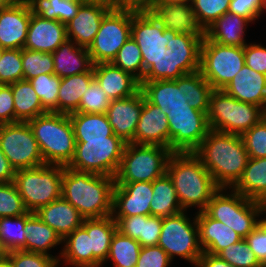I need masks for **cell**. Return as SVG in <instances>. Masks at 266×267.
<instances>
[{"instance_id": "6da1fadb", "label": "cell", "mask_w": 266, "mask_h": 267, "mask_svg": "<svg viewBox=\"0 0 266 267\" xmlns=\"http://www.w3.org/2000/svg\"><path fill=\"white\" fill-rule=\"evenodd\" d=\"M144 24L167 57L187 56L205 36L191 3H154L144 14Z\"/></svg>"}, {"instance_id": "7a4b0ae2", "label": "cell", "mask_w": 266, "mask_h": 267, "mask_svg": "<svg viewBox=\"0 0 266 267\" xmlns=\"http://www.w3.org/2000/svg\"><path fill=\"white\" fill-rule=\"evenodd\" d=\"M219 188H232L241 178L249 155L242 136L210 130L193 152Z\"/></svg>"}, {"instance_id": "3957f363", "label": "cell", "mask_w": 266, "mask_h": 267, "mask_svg": "<svg viewBox=\"0 0 266 267\" xmlns=\"http://www.w3.org/2000/svg\"><path fill=\"white\" fill-rule=\"evenodd\" d=\"M114 177L77 171L64 166L61 197L85 219L112 215Z\"/></svg>"}, {"instance_id": "277c9868", "label": "cell", "mask_w": 266, "mask_h": 267, "mask_svg": "<svg viewBox=\"0 0 266 267\" xmlns=\"http://www.w3.org/2000/svg\"><path fill=\"white\" fill-rule=\"evenodd\" d=\"M166 173L173 181L178 201L184 211L192 206L204 211L219 189L202 161L193 152H174L169 157Z\"/></svg>"}, {"instance_id": "5b68a950", "label": "cell", "mask_w": 266, "mask_h": 267, "mask_svg": "<svg viewBox=\"0 0 266 267\" xmlns=\"http://www.w3.org/2000/svg\"><path fill=\"white\" fill-rule=\"evenodd\" d=\"M186 57L213 90H223L245 65L244 47L221 45L206 36Z\"/></svg>"}, {"instance_id": "8992f818", "label": "cell", "mask_w": 266, "mask_h": 267, "mask_svg": "<svg viewBox=\"0 0 266 267\" xmlns=\"http://www.w3.org/2000/svg\"><path fill=\"white\" fill-rule=\"evenodd\" d=\"M145 98L169 114L171 110L195 109L186 102L185 56L166 57L161 65L141 82Z\"/></svg>"}, {"instance_id": "52a82bcc", "label": "cell", "mask_w": 266, "mask_h": 267, "mask_svg": "<svg viewBox=\"0 0 266 267\" xmlns=\"http://www.w3.org/2000/svg\"><path fill=\"white\" fill-rule=\"evenodd\" d=\"M27 123L37 140L44 163L67 166L76 147L69 115L47 112Z\"/></svg>"}, {"instance_id": "ba28073f", "label": "cell", "mask_w": 266, "mask_h": 267, "mask_svg": "<svg viewBox=\"0 0 266 267\" xmlns=\"http://www.w3.org/2000/svg\"><path fill=\"white\" fill-rule=\"evenodd\" d=\"M144 25V14L131 9H111L88 48L93 64L111 63L118 51Z\"/></svg>"}, {"instance_id": "9c48e42d", "label": "cell", "mask_w": 266, "mask_h": 267, "mask_svg": "<svg viewBox=\"0 0 266 267\" xmlns=\"http://www.w3.org/2000/svg\"><path fill=\"white\" fill-rule=\"evenodd\" d=\"M265 109L226 94L223 90H213L210 94L207 119L210 130L242 136L259 123Z\"/></svg>"}, {"instance_id": "30bf717a", "label": "cell", "mask_w": 266, "mask_h": 267, "mask_svg": "<svg viewBox=\"0 0 266 267\" xmlns=\"http://www.w3.org/2000/svg\"><path fill=\"white\" fill-rule=\"evenodd\" d=\"M224 190L226 192L227 188H219L214 193L204 211L245 239L261 222L262 219H257V216L266 214V204L248 199L233 189L231 194L226 195Z\"/></svg>"}, {"instance_id": "8fae6325", "label": "cell", "mask_w": 266, "mask_h": 267, "mask_svg": "<svg viewBox=\"0 0 266 267\" xmlns=\"http://www.w3.org/2000/svg\"><path fill=\"white\" fill-rule=\"evenodd\" d=\"M174 152L159 145H125L115 183L153 182L167 172L169 157Z\"/></svg>"}, {"instance_id": "7c38bea8", "label": "cell", "mask_w": 266, "mask_h": 267, "mask_svg": "<svg viewBox=\"0 0 266 267\" xmlns=\"http://www.w3.org/2000/svg\"><path fill=\"white\" fill-rule=\"evenodd\" d=\"M64 166L44 164L15 171L14 184L29 212L61 198Z\"/></svg>"}, {"instance_id": "4fadbf2b", "label": "cell", "mask_w": 266, "mask_h": 267, "mask_svg": "<svg viewBox=\"0 0 266 267\" xmlns=\"http://www.w3.org/2000/svg\"><path fill=\"white\" fill-rule=\"evenodd\" d=\"M166 57L156 44L153 34L144 24L125 42L111 63L142 82L161 65Z\"/></svg>"}, {"instance_id": "5bb4252c", "label": "cell", "mask_w": 266, "mask_h": 267, "mask_svg": "<svg viewBox=\"0 0 266 267\" xmlns=\"http://www.w3.org/2000/svg\"><path fill=\"white\" fill-rule=\"evenodd\" d=\"M126 143L116 135L107 140L76 142L72 160L67 165L77 171L115 177Z\"/></svg>"}, {"instance_id": "9a60e30c", "label": "cell", "mask_w": 266, "mask_h": 267, "mask_svg": "<svg viewBox=\"0 0 266 267\" xmlns=\"http://www.w3.org/2000/svg\"><path fill=\"white\" fill-rule=\"evenodd\" d=\"M192 221L193 223L184 211L162 218L157 245L166 251L171 260L177 255L196 266L204 251L199 240L196 216Z\"/></svg>"}, {"instance_id": "2e32d148", "label": "cell", "mask_w": 266, "mask_h": 267, "mask_svg": "<svg viewBox=\"0 0 266 267\" xmlns=\"http://www.w3.org/2000/svg\"><path fill=\"white\" fill-rule=\"evenodd\" d=\"M0 149L15 171L45 164L37 140L27 122L1 124Z\"/></svg>"}, {"instance_id": "e0dca14e", "label": "cell", "mask_w": 266, "mask_h": 267, "mask_svg": "<svg viewBox=\"0 0 266 267\" xmlns=\"http://www.w3.org/2000/svg\"><path fill=\"white\" fill-rule=\"evenodd\" d=\"M167 118L173 152H194L210 131L207 113L197 109L171 110Z\"/></svg>"}, {"instance_id": "ac0fdd59", "label": "cell", "mask_w": 266, "mask_h": 267, "mask_svg": "<svg viewBox=\"0 0 266 267\" xmlns=\"http://www.w3.org/2000/svg\"><path fill=\"white\" fill-rule=\"evenodd\" d=\"M153 182L115 183L112 217L151 215Z\"/></svg>"}, {"instance_id": "d6986e66", "label": "cell", "mask_w": 266, "mask_h": 267, "mask_svg": "<svg viewBox=\"0 0 266 267\" xmlns=\"http://www.w3.org/2000/svg\"><path fill=\"white\" fill-rule=\"evenodd\" d=\"M144 94L140 89L136 94L111 100L106 116L113 134L126 144L133 143L137 123L143 107Z\"/></svg>"}, {"instance_id": "ffe728a7", "label": "cell", "mask_w": 266, "mask_h": 267, "mask_svg": "<svg viewBox=\"0 0 266 267\" xmlns=\"http://www.w3.org/2000/svg\"><path fill=\"white\" fill-rule=\"evenodd\" d=\"M31 9L27 2H13L0 9V46L2 49H23Z\"/></svg>"}, {"instance_id": "44dd1931", "label": "cell", "mask_w": 266, "mask_h": 267, "mask_svg": "<svg viewBox=\"0 0 266 267\" xmlns=\"http://www.w3.org/2000/svg\"><path fill=\"white\" fill-rule=\"evenodd\" d=\"M133 144L159 145L169 148L168 118L160 108L150 103L145 96Z\"/></svg>"}, {"instance_id": "7402d4cb", "label": "cell", "mask_w": 266, "mask_h": 267, "mask_svg": "<svg viewBox=\"0 0 266 267\" xmlns=\"http://www.w3.org/2000/svg\"><path fill=\"white\" fill-rule=\"evenodd\" d=\"M111 8L83 2L74 18L66 24L67 38L78 46L89 48L100 29L103 17Z\"/></svg>"}, {"instance_id": "603a6c76", "label": "cell", "mask_w": 266, "mask_h": 267, "mask_svg": "<svg viewBox=\"0 0 266 267\" xmlns=\"http://www.w3.org/2000/svg\"><path fill=\"white\" fill-rule=\"evenodd\" d=\"M67 39L65 24L31 13L25 49L53 53Z\"/></svg>"}, {"instance_id": "cb8c5ba5", "label": "cell", "mask_w": 266, "mask_h": 267, "mask_svg": "<svg viewBox=\"0 0 266 267\" xmlns=\"http://www.w3.org/2000/svg\"><path fill=\"white\" fill-rule=\"evenodd\" d=\"M93 73L110 100L130 97L141 89V82L136 77L112 63L94 64Z\"/></svg>"}, {"instance_id": "d4e9b609", "label": "cell", "mask_w": 266, "mask_h": 267, "mask_svg": "<svg viewBox=\"0 0 266 267\" xmlns=\"http://www.w3.org/2000/svg\"><path fill=\"white\" fill-rule=\"evenodd\" d=\"M223 91L241 102L266 108V75L252 70L246 64Z\"/></svg>"}, {"instance_id": "484cf974", "label": "cell", "mask_w": 266, "mask_h": 267, "mask_svg": "<svg viewBox=\"0 0 266 267\" xmlns=\"http://www.w3.org/2000/svg\"><path fill=\"white\" fill-rule=\"evenodd\" d=\"M196 222L201 247L208 254L217 255L242 239L232 228L211 218L205 211L197 212Z\"/></svg>"}, {"instance_id": "4316f807", "label": "cell", "mask_w": 266, "mask_h": 267, "mask_svg": "<svg viewBox=\"0 0 266 267\" xmlns=\"http://www.w3.org/2000/svg\"><path fill=\"white\" fill-rule=\"evenodd\" d=\"M37 216L64 240L76 228L82 226L84 217L62 197L40 207Z\"/></svg>"}, {"instance_id": "83f0119b", "label": "cell", "mask_w": 266, "mask_h": 267, "mask_svg": "<svg viewBox=\"0 0 266 267\" xmlns=\"http://www.w3.org/2000/svg\"><path fill=\"white\" fill-rule=\"evenodd\" d=\"M54 74L60 78L93 72V62L88 48L67 39L53 53Z\"/></svg>"}, {"instance_id": "f1b7e54d", "label": "cell", "mask_w": 266, "mask_h": 267, "mask_svg": "<svg viewBox=\"0 0 266 267\" xmlns=\"http://www.w3.org/2000/svg\"><path fill=\"white\" fill-rule=\"evenodd\" d=\"M117 230L137 240L141 247L158 244L162 230V218L151 215H133L129 217H113Z\"/></svg>"}, {"instance_id": "f546056e", "label": "cell", "mask_w": 266, "mask_h": 267, "mask_svg": "<svg viewBox=\"0 0 266 267\" xmlns=\"http://www.w3.org/2000/svg\"><path fill=\"white\" fill-rule=\"evenodd\" d=\"M82 227L91 238L93 267H101L106 262L117 225L112 215L104 218L84 219Z\"/></svg>"}, {"instance_id": "4dcf8cb0", "label": "cell", "mask_w": 266, "mask_h": 267, "mask_svg": "<svg viewBox=\"0 0 266 267\" xmlns=\"http://www.w3.org/2000/svg\"><path fill=\"white\" fill-rule=\"evenodd\" d=\"M231 189L266 204V157L249 158L241 178Z\"/></svg>"}, {"instance_id": "1f68e13d", "label": "cell", "mask_w": 266, "mask_h": 267, "mask_svg": "<svg viewBox=\"0 0 266 267\" xmlns=\"http://www.w3.org/2000/svg\"><path fill=\"white\" fill-rule=\"evenodd\" d=\"M250 21L237 14L225 13L219 17L210 28L205 31V36L213 42L221 45L244 47L245 39L243 38Z\"/></svg>"}, {"instance_id": "d6a6232c", "label": "cell", "mask_w": 266, "mask_h": 267, "mask_svg": "<svg viewBox=\"0 0 266 267\" xmlns=\"http://www.w3.org/2000/svg\"><path fill=\"white\" fill-rule=\"evenodd\" d=\"M25 230V251L48 254V250L63 242L61 237L47 224H45L35 212L27 213Z\"/></svg>"}, {"instance_id": "836d02e7", "label": "cell", "mask_w": 266, "mask_h": 267, "mask_svg": "<svg viewBox=\"0 0 266 267\" xmlns=\"http://www.w3.org/2000/svg\"><path fill=\"white\" fill-rule=\"evenodd\" d=\"M76 142L86 140H107L113 135L106 114L74 112L69 114Z\"/></svg>"}, {"instance_id": "e575fe53", "label": "cell", "mask_w": 266, "mask_h": 267, "mask_svg": "<svg viewBox=\"0 0 266 267\" xmlns=\"http://www.w3.org/2000/svg\"><path fill=\"white\" fill-rule=\"evenodd\" d=\"M93 79V72L61 78L58 92V113L69 115L76 112L82 96Z\"/></svg>"}, {"instance_id": "d590c367", "label": "cell", "mask_w": 266, "mask_h": 267, "mask_svg": "<svg viewBox=\"0 0 266 267\" xmlns=\"http://www.w3.org/2000/svg\"><path fill=\"white\" fill-rule=\"evenodd\" d=\"M152 196L151 216L164 218L184 211L178 201L173 181L167 173L153 181Z\"/></svg>"}, {"instance_id": "8d00e7d4", "label": "cell", "mask_w": 266, "mask_h": 267, "mask_svg": "<svg viewBox=\"0 0 266 267\" xmlns=\"http://www.w3.org/2000/svg\"><path fill=\"white\" fill-rule=\"evenodd\" d=\"M10 86L14 99L15 122H27L47 113L29 81L20 80Z\"/></svg>"}, {"instance_id": "74e56055", "label": "cell", "mask_w": 266, "mask_h": 267, "mask_svg": "<svg viewBox=\"0 0 266 267\" xmlns=\"http://www.w3.org/2000/svg\"><path fill=\"white\" fill-rule=\"evenodd\" d=\"M63 241L66 243L60 254L66 264L74 267H93L91 238L82 226L76 228Z\"/></svg>"}, {"instance_id": "f35d334b", "label": "cell", "mask_w": 266, "mask_h": 267, "mask_svg": "<svg viewBox=\"0 0 266 267\" xmlns=\"http://www.w3.org/2000/svg\"><path fill=\"white\" fill-rule=\"evenodd\" d=\"M212 86L185 56V94L187 104L204 113L208 112Z\"/></svg>"}, {"instance_id": "ab89813d", "label": "cell", "mask_w": 266, "mask_h": 267, "mask_svg": "<svg viewBox=\"0 0 266 267\" xmlns=\"http://www.w3.org/2000/svg\"><path fill=\"white\" fill-rule=\"evenodd\" d=\"M31 13L44 19L68 24L74 18L82 0H28Z\"/></svg>"}, {"instance_id": "60d3db41", "label": "cell", "mask_w": 266, "mask_h": 267, "mask_svg": "<svg viewBox=\"0 0 266 267\" xmlns=\"http://www.w3.org/2000/svg\"><path fill=\"white\" fill-rule=\"evenodd\" d=\"M141 248L137 240L117 230L113 235L106 261L112 260L114 267H136Z\"/></svg>"}, {"instance_id": "b9f144b4", "label": "cell", "mask_w": 266, "mask_h": 267, "mask_svg": "<svg viewBox=\"0 0 266 267\" xmlns=\"http://www.w3.org/2000/svg\"><path fill=\"white\" fill-rule=\"evenodd\" d=\"M47 112L58 113V92L61 78L55 74H41L29 80Z\"/></svg>"}, {"instance_id": "7bdbcfd3", "label": "cell", "mask_w": 266, "mask_h": 267, "mask_svg": "<svg viewBox=\"0 0 266 267\" xmlns=\"http://www.w3.org/2000/svg\"><path fill=\"white\" fill-rule=\"evenodd\" d=\"M27 213L17 217H0V237L8 249L25 251V222Z\"/></svg>"}, {"instance_id": "ee69618b", "label": "cell", "mask_w": 266, "mask_h": 267, "mask_svg": "<svg viewBox=\"0 0 266 267\" xmlns=\"http://www.w3.org/2000/svg\"><path fill=\"white\" fill-rule=\"evenodd\" d=\"M231 0H191L196 20L205 32L222 15L229 11Z\"/></svg>"}, {"instance_id": "f6af8a7d", "label": "cell", "mask_w": 266, "mask_h": 267, "mask_svg": "<svg viewBox=\"0 0 266 267\" xmlns=\"http://www.w3.org/2000/svg\"><path fill=\"white\" fill-rule=\"evenodd\" d=\"M23 80L29 81L41 74H54L52 53L22 49Z\"/></svg>"}, {"instance_id": "bcb514c9", "label": "cell", "mask_w": 266, "mask_h": 267, "mask_svg": "<svg viewBox=\"0 0 266 267\" xmlns=\"http://www.w3.org/2000/svg\"><path fill=\"white\" fill-rule=\"evenodd\" d=\"M23 80L22 49H2L0 53V85Z\"/></svg>"}, {"instance_id": "7dc6e473", "label": "cell", "mask_w": 266, "mask_h": 267, "mask_svg": "<svg viewBox=\"0 0 266 267\" xmlns=\"http://www.w3.org/2000/svg\"><path fill=\"white\" fill-rule=\"evenodd\" d=\"M217 256L234 267H263L245 239L230 244Z\"/></svg>"}, {"instance_id": "c3c4849f", "label": "cell", "mask_w": 266, "mask_h": 267, "mask_svg": "<svg viewBox=\"0 0 266 267\" xmlns=\"http://www.w3.org/2000/svg\"><path fill=\"white\" fill-rule=\"evenodd\" d=\"M28 212L14 182L0 183V217H17Z\"/></svg>"}, {"instance_id": "681fc988", "label": "cell", "mask_w": 266, "mask_h": 267, "mask_svg": "<svg viewBox=\"0 0 266 267\" xmlns=\"http://www.w3.org/2000/svg\"><path fill=\"white\" fill-rule=\"evenodd\" d=\"M111 100L95 78L91 81L89 88L81 98L79 108L76 112L106 114Z\"/></svg>"}, {"instance_id": "f907efd6", "label": "cell", "mask_w": 266, "mask_h": 267, "mask_svg": "<svg viewBox=\"0 0 266 267\" xmlns=\"http://www.w3.org/2000/svg\"><path fill=\"white\" fill-rule=\"evenodd\" d=\"M12 267H58L60 256L29 252L24 250H13L7 257Z\"/></svg>"}, {"instance_id": "816d5d0a", "label": "cell", "mask_w": 266, "mask_h": 267, "mask_svg": "<svg viewBox=\"0 0 266 267\" xmlns=\"http://www.w3.org/2000/svg\"><path fill=\"white\" fill-rule=\"evenodd\" d=\"M249 158L266 157V118L242 135Z\"/></svg>"}, {"instance_id": "f5cc1de1", "label": "cell", "mask_w": 266, "mask_h": 267, "mask_svg": "<svg viewBox=\"0 0 266 267\" xmlns=\"http://www.w3.org/2000/svg\"><path fill=\"white\" fill-rule=\"evenodd\" d=\"M172 260L159 245L141 248L136 267H168Z\"/></svg>"}, {"instance_id": "db71d44e", "label": "cell", "mask_w": 266, "mask_h": 267, "mask_svg": "<svg viewBox=\"0 0 266 267\" xmlns=\"http://www.w3.org/2000/svg\"><path fill=\"white\" fill-rule=\"evenodd\" d=\"M266 9V0H231L229 13L237 14L250 21H255Z\"/></svg>"}, {"instance_id": "11a10c76", "label": "cell", "mask_w": 266, "mask_h": 267, "mask_svg": "<svg viewBox=\"0 0 266 267\" xmlns=\"http://www.w3.org/2000/svg\"><path fill=\"white\" fill-rule=\"evenodd\" d=\"M245 240L262 265H266V217L250 232Z\"/></svg>"}, {"instance_id": "9f6ffc18", "label": "cell", "mask_w": 266, "mask_h": 267, "mask_svg": "<svg viewBox=\"0 0 266 267\" xmlns=\"http://www.w3.org/2000/svg\"><path fill=\"white\" fill-rule=\"evenodd\" d=\"M244 58L249 68L266 75V47L261 44H246Z\"/></svg>"}, {"instance_id": "6f0895ef", "label": "cell", "mask_w": 266, "mask_h": 267, "mask_svg": "<svg viewBox=\"0 0 266 267\" xmlns=\"http://www.w3.org/2000/svg\"><path fill=\"white\" fill-rule=\"evenodd\" d=\"M15 123L13 92L10 85H0V125Z\"/></svg>"}, {"instance_id": "680465c9", "label": "cell", "mask_w": 266, "mask_h": 267, "mask_svg": "<svg viewBox=\"0 0 266 267\" xmlns=\"http://www.w3.org/2000/svg\"><path fill=\"white\" fill-rule=\"evenodd\" d=\"M155 0H116L117 9H131L145 14Z\"/></svg>"}, {"instance_id": "91938a15", "label": "cell", "mask_w": 266, "mask_h": 267, "mask_svg": "<svg viewBox=\"0 0 266 267\" xmlns=\"http://www.w3.org/2000/svg\"><path fill=\"white\" fill-rule=\"evenodd\" d=\"M15 170L10 165L9 160L0 149V183H10L14 181Z\"/></svg>"}, {"instance_id": "94428289", "label": "cell", "mask_w": 266, "mask_h": 267, "mask_svg": "<svg viewBox=\"0 0 266 267\" xmlns=\"http://www.w3.org/2000/svg\"><path fill=\"white\" fill-rule=\"evenodd\" d=\"M195 267H234L217 255L203 252Z\"/></svg>"}, {"instance_id": "6125c7cd", "label": "cell", "mask_w": 266, "mask_h": 267, "mask_svg": "<svg viewBox=\"0 0 266 267\" xmlns=\"http://www.w3.org/2000/svg\"><path fill=\"white\" fill-rule=\"evenodd\" d=\"M85 3H95L107 6L111 9L116 8V0H82Z\"/></svg>"}, {"instance_id": "be15d7a7", "label": "cell", "mask_w": 266, "mask_h": 267, "mask_svg": "<svg viewBox=\"0 0 266 267\" xmlns=\"http://www.w3.org/2000/svg\"><path fill=\"white\" fill-rule=\"evenodd\" d=\"M9 255V251L4 245L1 237H0V260L7 258Z\"/></svg>"}, {"instance_id": "e7e4bbea", "label": "cell", "mask_w": 266, "mask_h": 267, "mask_svg": "<svg viewBox=\"0 0 266 267\" xmlns=\"http://www.w3.org/2000/svg\"><path fill=\"white\" fill-rule=\"evenodd\" d=\"M155 3H165V4L191 3V0H155Z\"/></svg>"}, {"instance_id": "03108f58", "label": "cell", "mask_w": 266, "mask_h": 267, "mask_svg": "<svg viewBox=\"0 0 266 267\" xmlns=\"http://www.w3.org/2000/svg\"><path fill=\"white\" fill-rule=\"evenodd\" d=\"M0 267H12L10 260L8 258L0 260Z\"/></svg>"}, {"instance_id": "003e7915", "label": "cell", "mask_w": 266, "mask_h": 267, "mask_svg": "<svg viewBox=\"0 0 266 267\" xmlns=\"http://www.w3.org/2000/svg\"><path fill=\"white\" fill-rule=\"evenodd\" d=\"M13 2V0H0V9L11 5Z\"/></svg>"}, {"instance_id": "a7ac6f4b", "label": "cell", "mask_w": 266, "mask_h": 267, "mask_svg": "<svg viewBox=\"0 0 266 267\" xmlns=\"http://www.w3.org/2000/svg\"><path fill=\"white\" fill-rule=\"evenodd\" d=\"M14 2H27L28 0H13Z\"/></svg>"}]
</instances>
